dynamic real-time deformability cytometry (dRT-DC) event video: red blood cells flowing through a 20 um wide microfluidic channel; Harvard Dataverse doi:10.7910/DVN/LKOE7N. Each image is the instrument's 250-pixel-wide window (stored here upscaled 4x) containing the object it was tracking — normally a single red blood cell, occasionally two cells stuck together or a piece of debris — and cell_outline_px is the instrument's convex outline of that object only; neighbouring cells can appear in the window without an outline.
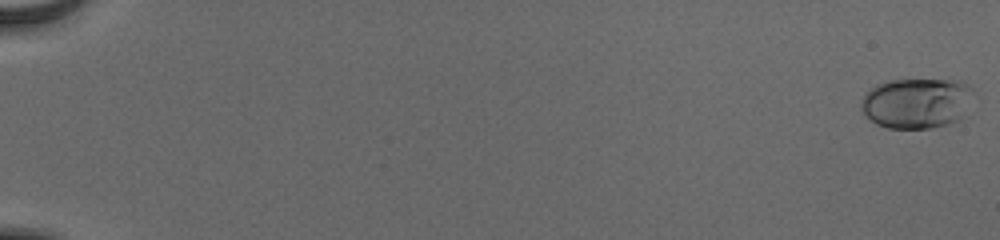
{"species": "human", "species_latin": "Homo sapiens", "temperature_condition": "cold", "stored_images_in_passage": 43, "camera_frame_rate_fps": 3000, "um_per_image_px": 0.085, "donor": {"sex": "male"}, "frame": {"image": 1, "passage_image": 1, "time_ms": 0.0, "image_size_px": [1000, 240], "cell_outline_px": [[972, 92], [964, 116], [960, 120], [948, 124], [932, 128], [888, 128], [876, 124], [868, 120], [860, 108], [860, 104], [864, 96], [876, 84], [888, 80], [960, 80], [968, 84], [972, 88]], "centroid_in_image_um": [77.9, 8.77], "position_along_channel_um": 7.1, "area_um2": 33.18}}
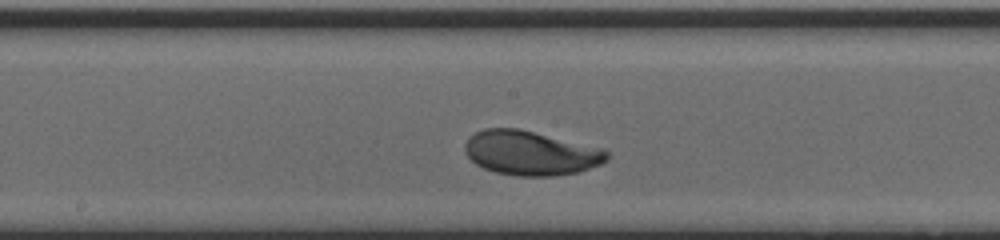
{"frame": {"image": 2, "passage_image": 28, "time_ms": 9.0, "image_size_px": [1000, 240], "cell_outline_px": [[608, 160], [600, 164], [580, 172], [556, 176], [516, 176], [496, 172], [484, 168], [476, 164], [464, 152], [464, 144], [468, 136], [484, 128], [520, 128], [600, 148], [608, 152]], "centroid_in_image_um": [45.07, 13.01], "position_along_channel_um": 203.1, "area_um2": 36.82}}
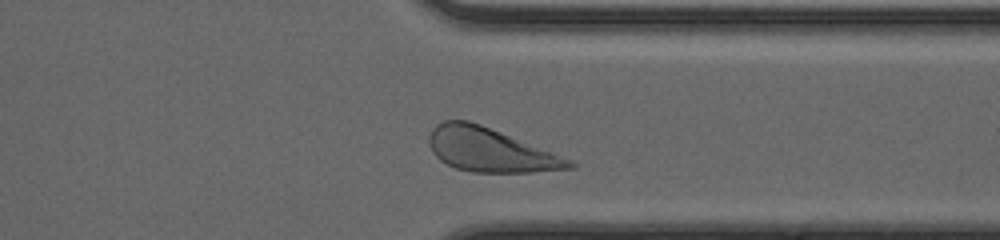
{"frame": {"image": 3, "passage_image": 41, "time_ms": 13.333, "image_size_px": [1000, 240], "cell_outline_px": [[576, 168], [532, 172], [472, 172], [456, 168], [440, 160], [432, 152], [428, 144], [428, 136], [432, 128], [436, 124], [444, 120], [468, 120], [480, 124], [552, 152], [572, 160], [576, 164]], "centroid_in_image_um": [41.63, 12.74], "position_along_channel_um": 369.8, "area_um2": 35.6}, "authors_computed_cell_mechanics": {"area_um2": 34.9112, "velocity_mm_per_s": 3.8156, "shape_relaxation_time_tau1_ms": 1.4718, "shape_relaxation_time_tau2_ms": null, "deformation_change_tau1": 0.1198, "deformation_change_tau2": null}}